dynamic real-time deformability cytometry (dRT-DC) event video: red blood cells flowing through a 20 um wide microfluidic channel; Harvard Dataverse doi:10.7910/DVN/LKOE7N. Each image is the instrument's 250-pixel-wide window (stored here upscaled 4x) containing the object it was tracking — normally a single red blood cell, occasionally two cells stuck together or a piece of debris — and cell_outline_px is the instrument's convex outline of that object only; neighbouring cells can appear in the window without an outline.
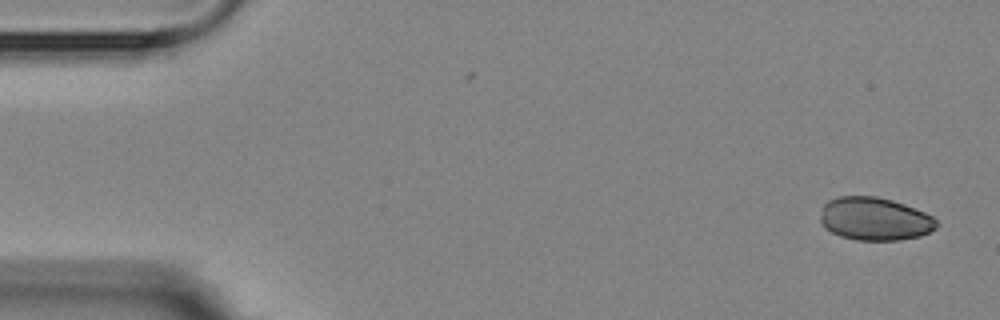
{"species": "Egyptian fruit bat (a non-hibernating species)", "species_latin": "Rousettus aegyptiacus", "temperature_condition": "room temperature", "stored_images_in_passage": 4, "camera_frame_rate_fps": 3000, "um_per_image_px": 0.085, "animal": {"sex": "female"}, "frame": {"image": 1, "passage_image": 1, "time_ms": 0.0, "image_size_px": [1000, 320], "cell_outline_px": [[940, 224], [936, 228], [920, 236], [900, 240], [856, 240], [840, 236], [824, 228], [820, 220], [820, 216], [824, 204], [828, 200], [840, 196], [876, 196], [892, 200], [904, 204], [924, 212], [932, 216]], "centroid_in_image_um": [74.34, 18.61], "position_along_channel_um": 10.7, "area_um2": 29.25}}
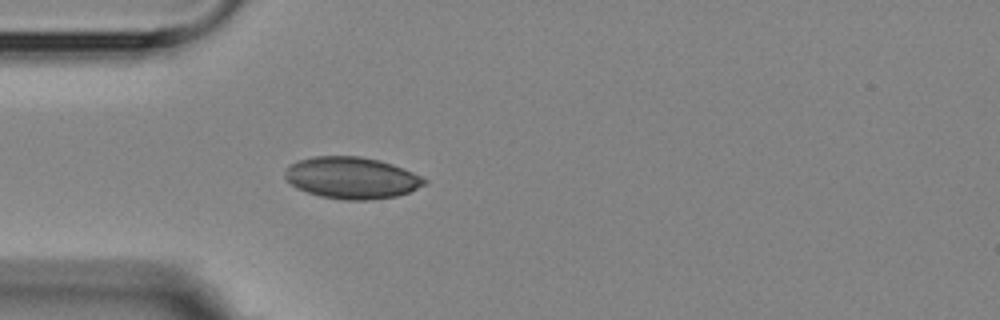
{"frame": {"image": 2, "passage_image": 4, "time_ms": 4.333, "image_size_px": [1000, 320], "cell_outline_px": [[428, 184], [408, 192], [396, 196], [368, 200], [344, 200], [320, 196], [296, 188], [284, 180], [284, 172], [288, 164], [300, 160], [316, 156], [360, 156], [380, 160], [392, 164], [412, 172], [428, 180]], "centroid_in_image_um": [29.87, 15.12], "position_along_channel_um": 55.1, "area_um2": 34.04}}